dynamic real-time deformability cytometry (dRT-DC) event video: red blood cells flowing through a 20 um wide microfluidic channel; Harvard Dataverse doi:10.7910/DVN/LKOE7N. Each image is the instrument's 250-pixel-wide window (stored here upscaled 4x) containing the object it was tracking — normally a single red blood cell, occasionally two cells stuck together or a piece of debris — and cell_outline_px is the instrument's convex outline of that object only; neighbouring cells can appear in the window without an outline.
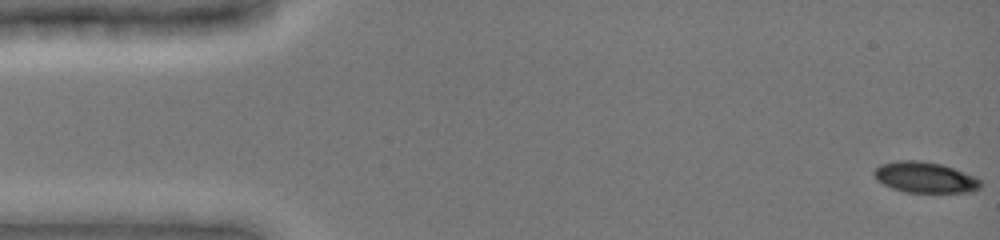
{"species": "common noctule bat (a hibernating species)", "species_latin": "Nyctalus noctula", "temperature_condition": "cold", "stored_images_in_passage": 49, "camera_frame_rate_fps": 3000, "um_per_image_px": 0.085, "animal": {"sex": "female", "body_mass_g": 19.0, "forearm_length_mm": 51.5}, "frame": {"image": 1, "passage_image": 1, "time_ms": 0.0, "image_size_px": [1000, 240], "cell_outline_px": [[980, 188], [972, 192], [908, 192], [892, 188], [876, 180], [872, 172], [880, 164], [896, 160], [920, 160], [940, 164], [976, 176], [980, 180]], "centroid_in_image_um": [78.6, 15.07], "position_along_channel_um": 6.4, "area_um2": 19.13}}
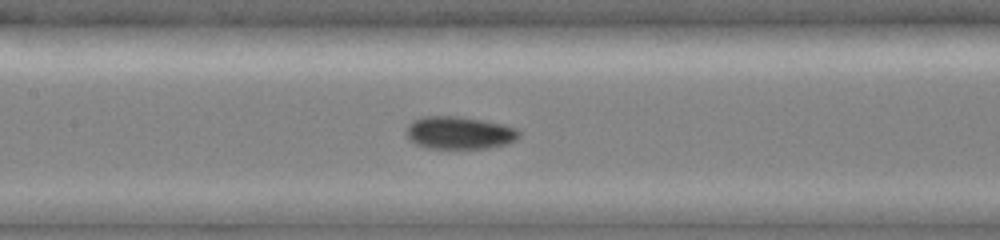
{"frame": {"image": 2, "passage_image": 23, "time_ms": 7.333, "image_size_px": [1000, 240], "cell_outline_px": [[520, 136], [516, 140], [508, 144], [488, 148], [428, 148], [416, 144], [408, 140], [404, 132], [404, 128], [412, 120], [424, 116], [460, 116], [484, 120], [516, 128], [520, 132]], "centroid_in_image_um": [39.0, 11.28], "position_along_channel_um": 168.4, "area_um2": 21.79}}
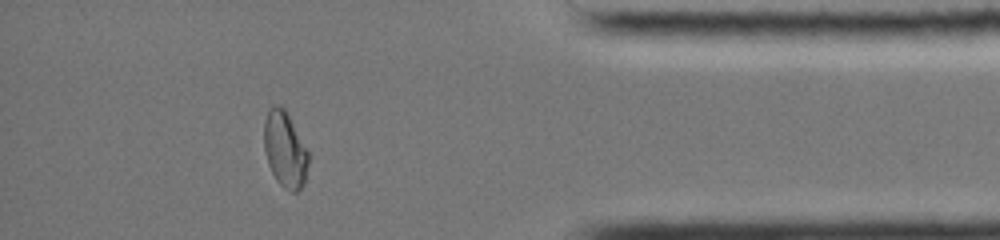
{"frame": {"image": 3, "passage_image": 43, "time_ms": 14.0, "image_size_px": [1000, 240], "cell_outline_px": [[308, 164], [304, 184], [296, 192], [292, 192], [284, 188], [276, 180], [268, 164], [264, 152], [264, 120], [268, 108], [272, 104], [280, 104], [288, 112], [308, 152]], "centroid_in_image_um": [24.2, 12.66], "position_along_channel_um": 411.0, "area_um2": 19.88}, "authors_computed_cell_mechanics": {"area_um2": 20.2878, "velocity_mm_per_s": 3.9502, "shape_relaxation_time_tau1_ms": 10.3937, "shape_relaxation_time_tau2_ms": 2.7246, "deformation_change_tau1": 0.1879, "deformation_change_tau2": 0.0489}}